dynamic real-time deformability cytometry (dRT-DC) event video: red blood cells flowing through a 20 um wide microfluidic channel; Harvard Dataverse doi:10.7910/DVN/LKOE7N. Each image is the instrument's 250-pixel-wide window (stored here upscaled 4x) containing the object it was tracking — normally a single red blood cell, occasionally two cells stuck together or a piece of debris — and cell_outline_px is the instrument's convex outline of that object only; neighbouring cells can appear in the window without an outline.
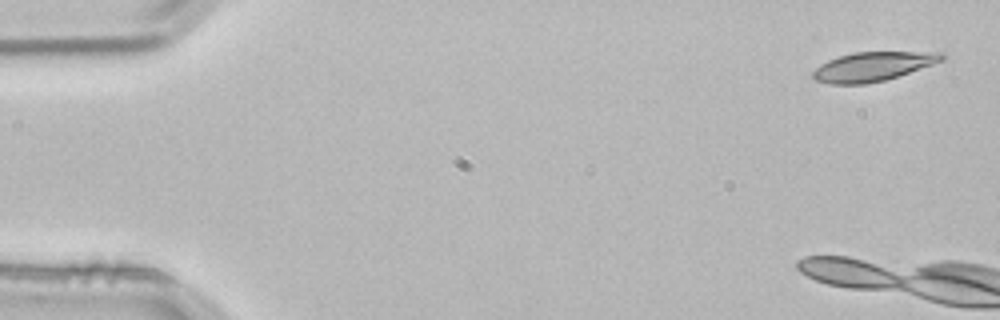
{"species": "common noctule bat (a hibernating species)", "species_latin": "Nyctalus noctula", "temperature_condition": "room temperature", "stored_images_in_passage": 4, "segment_of_instrument_passage": [2, 2], "camera_frame_rate_fps": 3000, "um_per_image_px": 0.085, "animal": {"sex": "male", "body_mass_g": 21.5, "forearm_length_mm": 52.0}, "frame": {"image": 1, "passage_image": 4, "time_ms": 1.0, "image_size_px": [1000, 320], "cell_outline_px": [[948, 56], [944, 60], [884, 80], [864, 84], [828, 84], [816, 80], [812, 76], [812, 72], [820, 64], [828, 60], [840, 56], [856, 52], [944, 52]], "centroid_in_image_um": [74.19, 5.65], "position_along_channel_um": 10.8, "area_um2": 21.68}}